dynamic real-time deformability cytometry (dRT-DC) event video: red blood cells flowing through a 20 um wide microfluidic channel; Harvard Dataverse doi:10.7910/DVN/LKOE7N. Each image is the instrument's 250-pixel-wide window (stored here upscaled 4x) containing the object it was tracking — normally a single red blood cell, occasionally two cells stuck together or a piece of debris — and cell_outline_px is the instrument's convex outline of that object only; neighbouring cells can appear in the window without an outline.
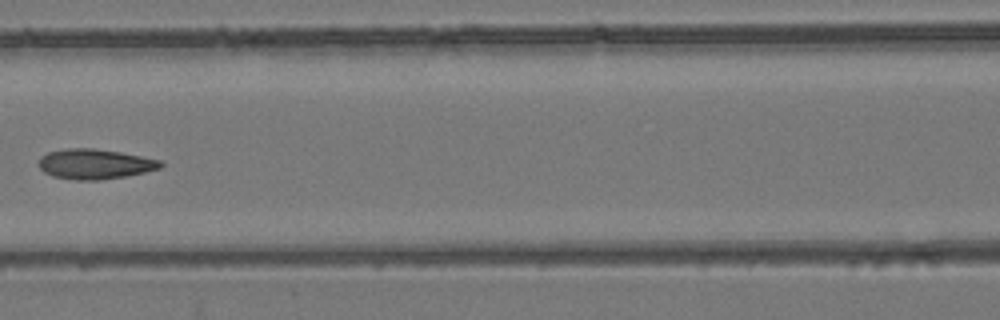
{"species": "common noctule bat (a hibernating species)", "species_latin": "Nyctalus noctula", "temperature_condition": "room temperature", "stored_images_in_passage": 7, "camera_frame_rate_fps": 3000, "um_per_image_px": 0.085, "animal": {"sex": "female", "body_mass_g": 24.6, "forearm_length_mm": 56.2}, "frame": {"image": 1, "passage_image": 6, "time_ms": 6.667, "image_size_px": [1000, 320], "cell_outline_px": [[164, 164], [160, 168], [144, 172], [124, 176], [100, 180], [76, 180], [52, 176], [44, 172], [40, 168], [40, 156], [48, 152], [68, 148], [92, 148], [120, 152], [160, 160]], "centroid_in_image_um": [8.05, 13.94], "position_along_channel_um": 158.6, "area_um2": 21.15}}
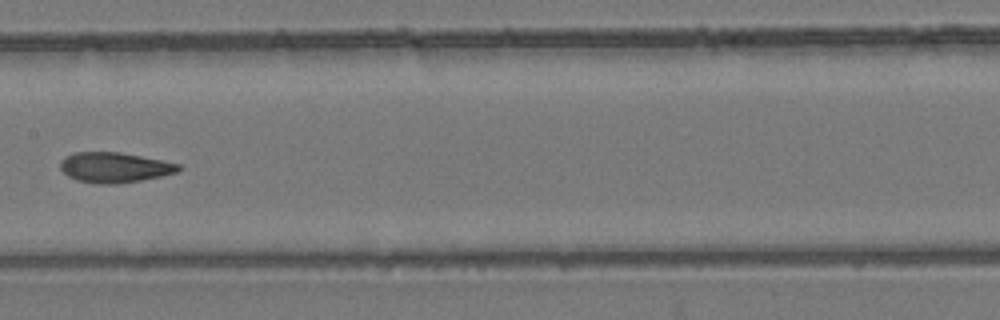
{"frame": {"image": 2, "passage_image": 7, "time_ms": 7.667, "image_size_px": [1000, 320], "cell_outline_px": [[180, 168], [176, 172], [160, 176], [140, 180], [116, 184], [96, 184], [76, 180], [68, 176], [60, 168], [60, 160], [64, 156], [72, 152], [120, 152], [180, 164]], "centroid_in_image_um": [9.66, 14.23], "position_along_channel_um": 197.7, "area_um2": 20.75}}